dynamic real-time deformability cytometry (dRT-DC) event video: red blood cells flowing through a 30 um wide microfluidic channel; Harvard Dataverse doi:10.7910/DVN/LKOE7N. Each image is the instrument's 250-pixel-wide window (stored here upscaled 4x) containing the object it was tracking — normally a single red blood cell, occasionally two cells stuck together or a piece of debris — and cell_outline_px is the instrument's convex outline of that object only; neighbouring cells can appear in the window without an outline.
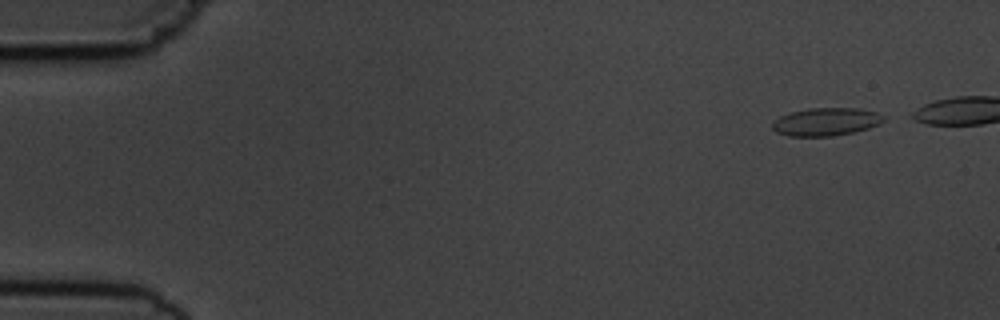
{"species": "common noctule bat (a hibernating species)", "species_latin": "Nyctalus noctula", "temperature_condition": "cold", "stored_images_in_passage": 4, "camera_frame_rate_fps": 3000, "um_per_image_px": 0.085, "animal": {"sex": "male", "body_mass_g": 19.5, "forearm_length_mm": 54.6}, "frame": {"image": 1, "passage_image": 1, "time_ms": 0.0, "image_size_px": [1000, 320], "cell_outline_px": [[888, 120], [880, 124], [868, 128], [852, 132], [832, 136], [788, 136], [776, 132], [772, 128], [772, 124], [780, 116], [792, 112], [808, 108], [860, 108], [876, 112], [884, 116]], "centroid_in_image_um": [70.25, 10.34], "position_along_channel_um": 14.8, "area_um2": 18.15}}